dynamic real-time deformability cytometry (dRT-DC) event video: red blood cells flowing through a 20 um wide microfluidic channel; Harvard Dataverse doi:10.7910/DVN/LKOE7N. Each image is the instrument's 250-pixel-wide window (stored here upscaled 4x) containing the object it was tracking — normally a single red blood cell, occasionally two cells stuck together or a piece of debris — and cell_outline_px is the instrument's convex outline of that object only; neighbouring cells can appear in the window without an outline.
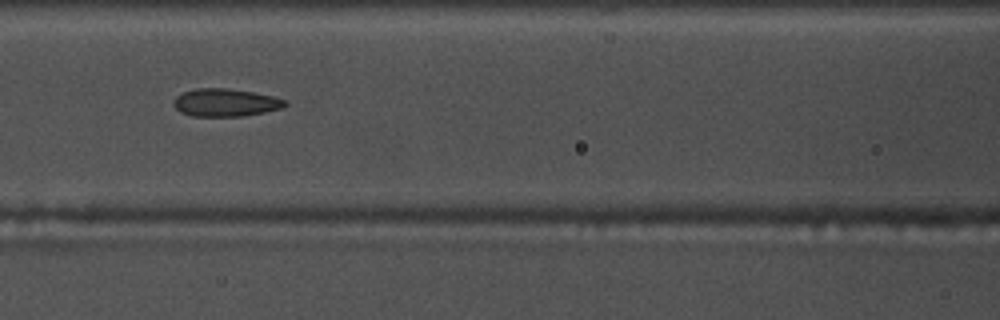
{"species": "common noctule bat (a hibernating species)", "species_latin": "Nyctalus noctula", "temperature_condition": "warm", "stored_images_in_passage": 56, "camera_frame_rate_fps": 3000, "um_per_image_px": 0.085, "animal": {"sex": "male", "body_mass_g": 17.5, "forearm_length_mm": 52.3}, "frame": {"image": 1, "passage_image": 25, "time_ms": 8.0, "image_size_px": [1000, 320], "cell_outline_px": [[288, 104], [284, 108], [244, 116], [192, 116], [180, 112], [176, 108], [176, 96], [184, 92], [196, 88], [228, 88], [252, 92], [272, 96], [284, 100]], "centroid_in_image_um": [19.2, 8.72], "position_along_channel_um": 147.4, "area_um2": 17.86}, "authors_computed_cell_mechanics": {"area_um2": 18.496, "velocity_mm_per_s": 3.6881, "shape_relaxation_time_tau1_ms": null, "shape_relaxation_time_tau2_ms": 1.8022, "deformation_change_tau1": null, "deformation_change_tau2": 0.1099}}